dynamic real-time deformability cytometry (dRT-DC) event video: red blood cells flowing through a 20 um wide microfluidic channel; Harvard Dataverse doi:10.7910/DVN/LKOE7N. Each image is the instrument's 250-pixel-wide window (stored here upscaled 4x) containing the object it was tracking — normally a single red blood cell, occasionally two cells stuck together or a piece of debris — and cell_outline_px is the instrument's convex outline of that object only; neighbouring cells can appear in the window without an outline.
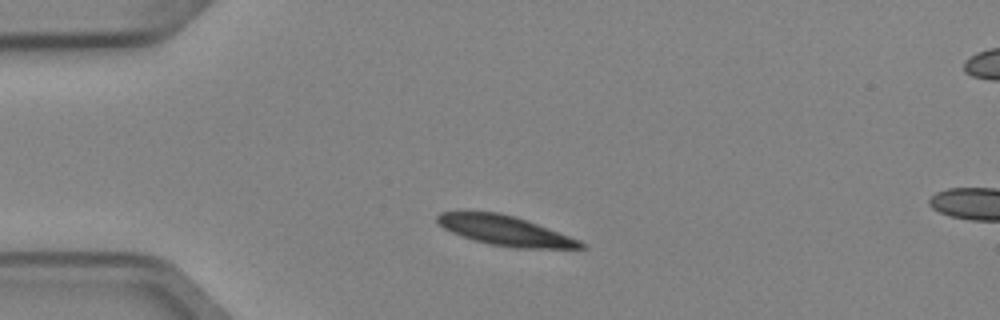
{"species": "Egyptian fruit bat (a non-hibernating species)", "species_latin": "Rousettus aegyptiacus", "temperature_condition": "cold", "stored_images_in_passage": 2, "camera_frame_rate_fps": 3000, "um_per_image_px": 0.085, "animal": {"sex": "female"}, "frame": {"image": 1, "passage_image": 1, "time_ms": 0.0, "image_size_px": [1000, 320], "cell_outline_px": [[588, 248], [512, 248], [488, 244], [452, 232], [444, 228], [436, 220], [436, 216], [440, 212], [500, 212], [548, 228], [580, 240]], "centroid_in_image_um": [42.94, 19.61], "position_along_channel_um": 42.1, "area_um2": 24.39}}